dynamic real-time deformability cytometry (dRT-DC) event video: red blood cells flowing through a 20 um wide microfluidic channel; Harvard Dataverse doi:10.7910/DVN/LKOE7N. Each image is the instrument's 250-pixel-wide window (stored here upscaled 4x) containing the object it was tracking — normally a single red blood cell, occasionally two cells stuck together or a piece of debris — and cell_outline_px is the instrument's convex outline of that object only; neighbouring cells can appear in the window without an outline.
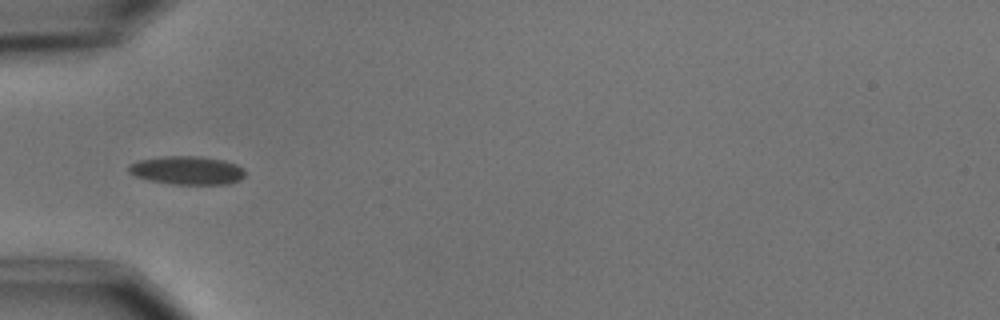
{"species": "common noctule bat (a hibernating species)", "species_latin": "Nyctalus noctula", "temperature_condition": "cold", "stored_images_in_passage": 8, "camera_frame_rate_fps": 3000, "um_per_image_px": 0.085, "animal": {"sex": "male", "body_mass_g": 15.6}, "frame": {"image": 1, "passage_image": 6, "time_ms": 5.667, "image_size_px": [1000, 320], "cell_outline_px": [[244, 176], [240, 180], [228, 184], [172, 184], [148, 180], [136, 176], [128, 172], [128, 164], [140, 160], [160, 156], [200, 156], [224, 160], [236, 164], [244, 168]], "centroid_in_image_um": [15.9, 14.47], "position_along_channel_um": 69.1, "area_um2": 19.42}}
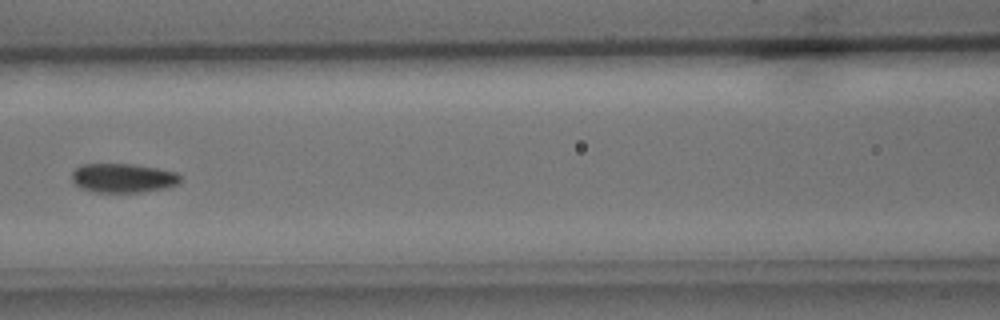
{"frame": {"image": 2, "passage_image": 8, "time_ms": 8.0, "image_size_px": [1000, 320], "cell_outline_px": [[180, 180], [176, 184], [164, 188], [140, 192], [92, 192], [80, 188], [72, 180], [72, 172], [80, 164], [132, 164], [156, 168], [176, 172], [180, 176]], "centroid_in_image_um": [10.41, 15.13], "position_along_channel_um": 156.2, "area_um2": 18.32}}